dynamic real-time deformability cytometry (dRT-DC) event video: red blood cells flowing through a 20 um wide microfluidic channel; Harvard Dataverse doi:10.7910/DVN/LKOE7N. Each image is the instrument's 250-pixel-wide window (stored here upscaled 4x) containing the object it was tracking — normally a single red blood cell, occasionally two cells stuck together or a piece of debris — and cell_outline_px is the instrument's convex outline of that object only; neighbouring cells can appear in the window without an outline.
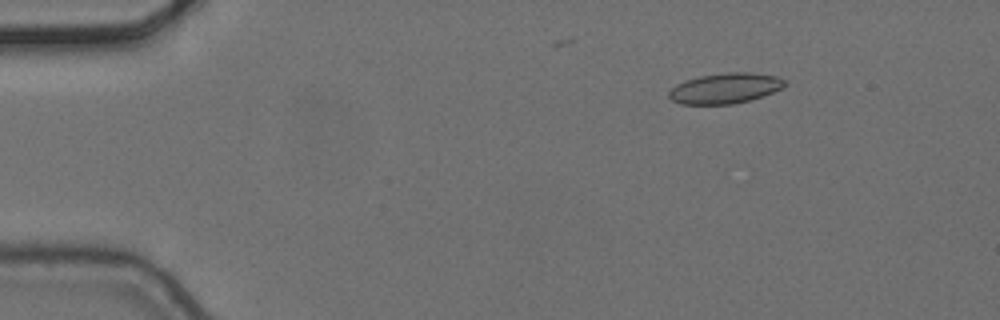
{"species": "common noctule bat (a hibernating species)", "species_latin": "Nyctalus noctula", "temperature_condition": "cold", "stored_images_in_passage": 6, "camera_frame_rate_fps": 3000, "um_per_image_px": 0.085, "animal": {"sex": "female", "body_mass_g": 24.6, "forearm_length_mm": 56.2}, "frame": {"image": 1, "passage_image": 3, "time_ms": 0.667, "image_size_px": [1000, 320], "cell_outline_px": [[784, 84], [780, 88], [772, 92], [748, 100], [732, 104], [680, 104], [672, 100], [668, 96], [668, 92], [676, 84], [684, 80], [700, 76], [728, 72], [748, 72], [776, 76], [784, 80]], "centroid_in_image_um": [61.56, 7.5], "position_along_channel_um": 23.4, "area_um2": 20.23}}
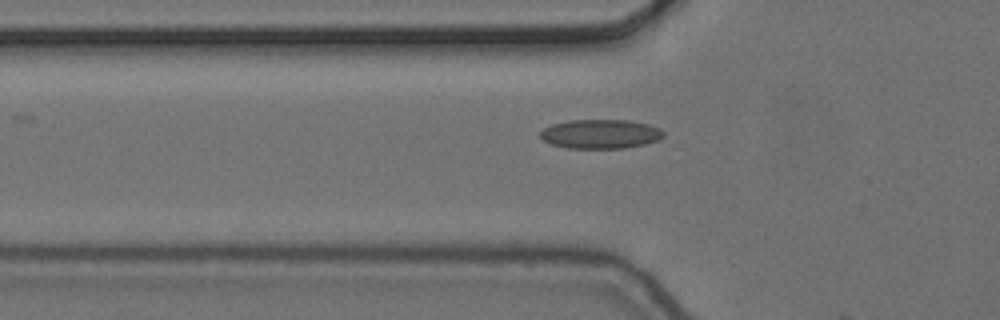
{"frame": {"image": 2, "passage_image": 6, "time_ms": 1.667, "image_size_px": [1000, 320], "cell_outline_px": [[664, 136], [656, 140], [644, 144], [624, 148], [568, 148], [552, 144], [544, 140], [540, 136], [540, 132], [544, 128], [552, 124], [568, 120], [628, 120], [648, 124], [660, 128], [664, 132]], "centroid_in_image_um": [51.04, 11.38], "position_along_channel_um": 74.8, "area_um2": 20.87}}